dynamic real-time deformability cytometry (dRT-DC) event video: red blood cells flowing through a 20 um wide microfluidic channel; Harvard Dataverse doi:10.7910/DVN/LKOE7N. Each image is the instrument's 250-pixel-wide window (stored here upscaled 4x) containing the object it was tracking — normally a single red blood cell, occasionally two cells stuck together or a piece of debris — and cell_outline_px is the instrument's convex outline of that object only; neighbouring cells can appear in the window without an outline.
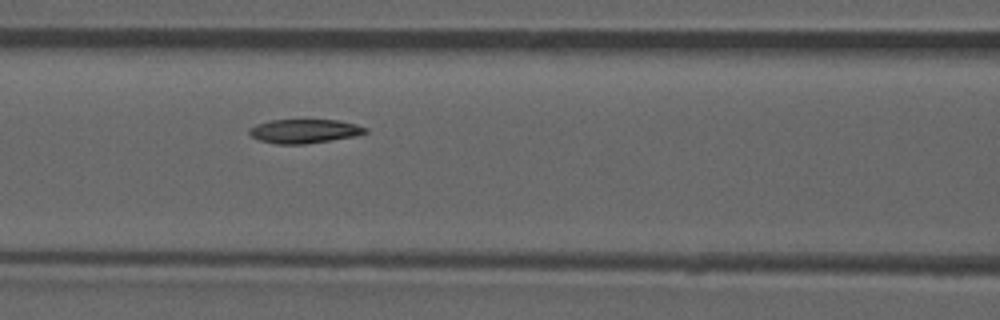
{"species": "common noctule bat (a hibernating species)", "species_latin": "Nyctalus noctula", "temperature_condition": "room temperature", "stored_images_in_passage": 53, "camera_frame_rate_fps": 3000, "um_per_image_px": 0.085, "animal": {"sex": "male", "forearm_length_mm": 52.5}, "frame": {"image": 1, "passage_image": 23, "time_ms": 7.333, "image_size_px": [1000, 320], "cell_outline_px": [[368, 132], [352, 136], [304, 144], [276, 144], [260, 140], [252, 136], [248, 132], [248, 128], [256, 124], [272, 120], [336, 120], [356, 124], [368, 128]], "centroid_in_image_um": [25.84, 11.14], "position_along_channel_um": 140.8, "area_um2": 16.01}, "authors_computed_cell_mechanics": {"area_um2": 16.6464, "velocity_mm_per_s": 3.9193, "shape_relaxation_time_tau1_ms": 6.1145, "shape_relaxation_time_tau2_ms": null, "deformation_change_tau1": 0.137, "deformation_change_tau2": null}}